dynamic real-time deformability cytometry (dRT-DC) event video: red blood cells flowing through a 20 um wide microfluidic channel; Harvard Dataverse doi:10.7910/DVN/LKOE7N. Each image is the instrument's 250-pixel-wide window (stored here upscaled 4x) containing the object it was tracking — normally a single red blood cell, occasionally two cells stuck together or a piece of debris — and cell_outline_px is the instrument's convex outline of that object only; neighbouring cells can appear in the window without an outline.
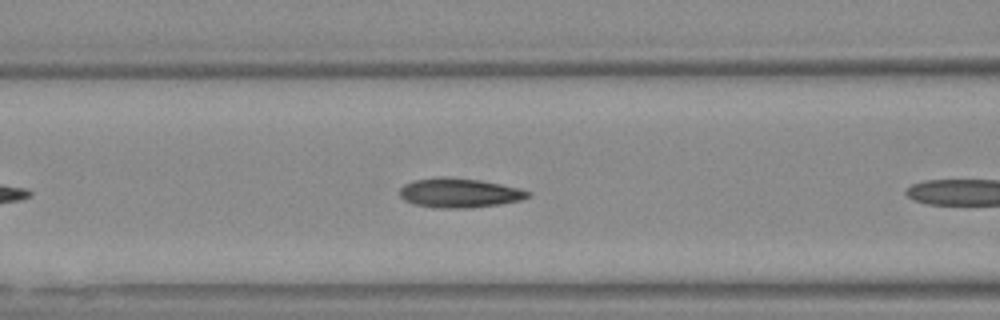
{"species": "Egyptian fruit bat (a non-hibernating species)", "species_latin": "Rousettus aegyptiacus", "temperature_condition": "warm", "stored_images_in_passage": 9, "camera_frame_rate_fps": 3000, "um_per_image_px": 0.085, "animal": {"sex": "female"}, "frame": {"image": 1, "passage_image": 7, "time_ms": 2.0, "image_size_px": [1000, 320], "cell_outline_px": [[532, 196], [520, 200], [500, 204], [468, 208], [436, 208], [416, 204], [404, 200], [400, 196], [400, 188], [404, 184], [416, 180], [440, 176], [444, 176], [480, 180], [500, 184], [532, 192]], "centroid_in_image_um": [39.04, 16.4], "position_along_channel_um": 127.6, "area_um2": 21.91}}